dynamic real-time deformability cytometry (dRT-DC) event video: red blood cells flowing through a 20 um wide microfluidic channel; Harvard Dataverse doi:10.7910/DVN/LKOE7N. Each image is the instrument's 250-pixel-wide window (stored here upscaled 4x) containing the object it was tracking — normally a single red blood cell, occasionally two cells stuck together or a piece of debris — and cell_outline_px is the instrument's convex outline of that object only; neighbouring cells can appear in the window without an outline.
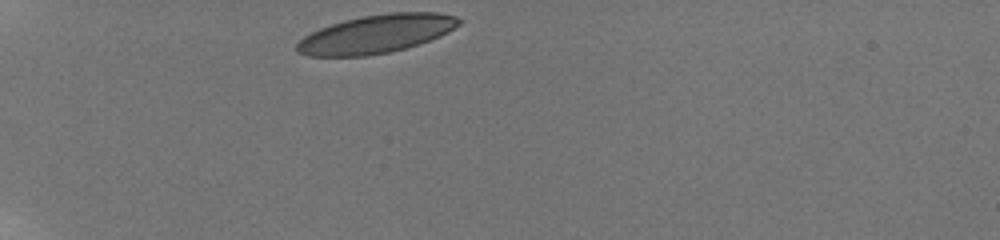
{"species": "human", "species_latin": "Homo sapiens", "temperature_condition": "room temperature", "stored_images_in_passage": 4, "camera_frame_rate_fps": 3000, "um_per_image_px": 0.085, "donor": {"sex": "male"}, "frame": {"image": 1, "passage_image": 1, "time_ms": 0.0, "image_size_px": [1000, 240], "cell_outline_px": [[464, 20], [460, 24], [448, 32], [440, 36], [404, 48], [388, 52], [368, 56], [308, 56], [296, 52], [296, 44], [304, 36], [320, 28], [344, 20], [360, 16], [388, 12], [440, 12], [456, 16]], "centroid_in_image_um": [31.99, 2.87], "position_along_channel_um": 53.0, "area_um2": 36.24}}